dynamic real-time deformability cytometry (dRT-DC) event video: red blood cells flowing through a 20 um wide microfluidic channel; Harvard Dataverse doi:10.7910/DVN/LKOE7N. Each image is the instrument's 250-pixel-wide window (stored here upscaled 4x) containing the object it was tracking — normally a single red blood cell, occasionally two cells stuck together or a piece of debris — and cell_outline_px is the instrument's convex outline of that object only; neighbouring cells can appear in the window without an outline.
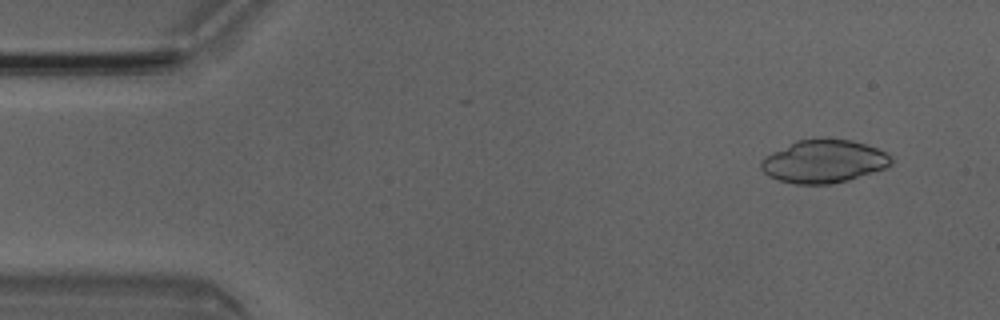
{"species": "Egyptian fruit bat (a non-hibernating species)", "species_latin": "Rousettus aegyptiacus", "temperature_condition": "room temperature", "stored_images_in_passage": 2, "camera_frame_rate_fps": 3000, "um_per_image_px": 0.085, "animal": {"sex": "male"}, "frame": {"image": 1, "passage_image": 1, "time_ms": 0.0, "image_size_px": [1000, 320], "cell_outline_px": [[892, 164], [884, 168], [848, 180], [828, 184], [796, 184], [780, 180], [768, 176], [760, 168], [760, 164], [764, 156], [796, 140], [852, 140], [876, 148], [892, 156]], "centroid_in_image_um": [69.99, 13.73], "position_along_channel_um": 15.0, "area_um2": 32.08}}